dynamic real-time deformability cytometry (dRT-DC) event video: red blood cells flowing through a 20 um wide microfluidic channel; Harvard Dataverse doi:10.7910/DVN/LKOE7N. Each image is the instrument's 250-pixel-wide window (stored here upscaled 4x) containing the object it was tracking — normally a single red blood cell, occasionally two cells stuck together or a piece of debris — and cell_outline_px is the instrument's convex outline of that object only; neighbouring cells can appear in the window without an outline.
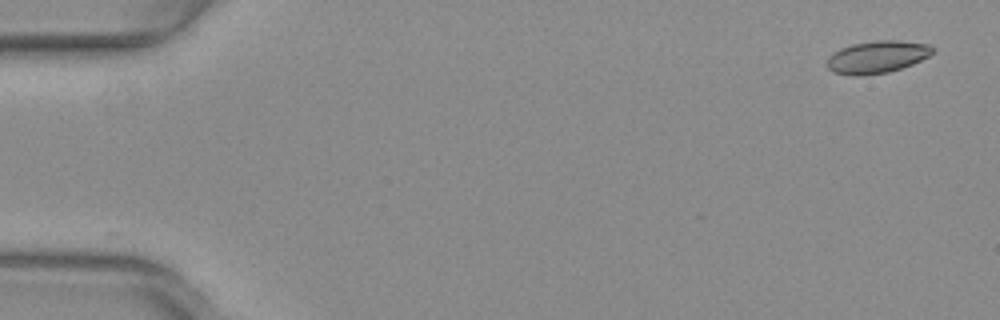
{"species": "common noctule bat (a hibernating species)", "species_latin": "Nyctalus noctula", "temperature_condition": "warm", "stored_images_in_passage": 51, "camera_frame_rate_fps": 3000, "um_per_image_px": 0.085, "animal": {"sex": "female", "body_mass_g": 29.2, "forearm_length_mm": 56.3}, "frame": {"image": 1, "passage_image": 1, "time_ms": 0.0, "image_size_px": [1000, 320], "cell_outline_px": [[936, 48], [928, 56], [912, 64], [888, 72], [860, 76], [852, 76], [832, 72], [828, 68], [828, 56], [832, 52], [840, 48], [852, 44], [876, 40], [900, 40], [928, 44]], "centroid_in_image_um": [74.53, 4.84], "position_along_channel_um": 10.5, "area_um2": 20.0}}
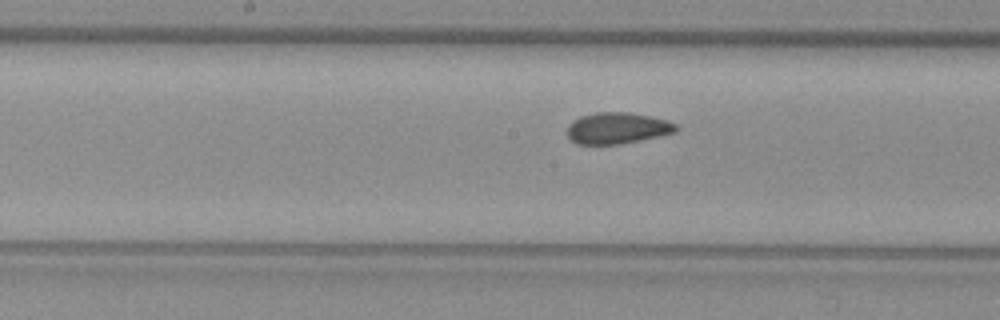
{"frame": {"image": 2, "passage_image": 26, "time_ms": 8.333, "image_size_px": [1000, 320], "cell_outline_px": [[676, 132], [640, 140], [620, 144], [576, 144], [564, 132], [568, 124], [572, 120], [580, 116], [596, 112], [628, 112], [652, 116], [668, 120], [676, 124]], "centroid_in_image_um": [52.42, 10.88], "position_along_channel_um": 195.8, "area_um2": 20.06}}
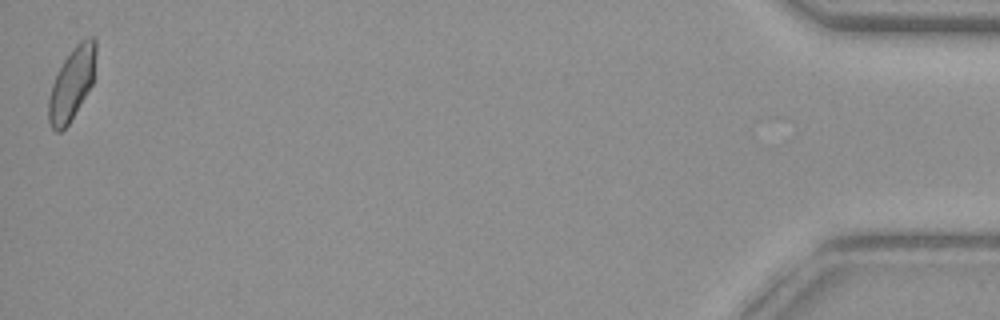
{"frame": {"image": 3, "passage_image": 51, "time_ms": 16.667, "image_size_px": [1000, 320], "cell_outline_px": [[96, 52], [92, 84], [68, 124], [60, 132], [56, 132], [52, 128], [48, 120], [48, 100], [52, 84], [56, 72], [64, 60], [76, 44], [80, 40], [88, 36], [92, 36], [96, 40]], "centroid_in_image_um": [6.09, 7.08], "position_along_channel_um": 429.1, "area_um2": 19.77}, "authors_computed_cell_mechanics": {"area_um2": 19.8832, "velocity_mm_per_s": 3.9845, "shape_relaxation_time_tau1_ms": null, "shape_relaxation_time_tau2_ms": 1.2684, "deformation_change_tau1": null, "deformation_change_tau2": 0.0694}}